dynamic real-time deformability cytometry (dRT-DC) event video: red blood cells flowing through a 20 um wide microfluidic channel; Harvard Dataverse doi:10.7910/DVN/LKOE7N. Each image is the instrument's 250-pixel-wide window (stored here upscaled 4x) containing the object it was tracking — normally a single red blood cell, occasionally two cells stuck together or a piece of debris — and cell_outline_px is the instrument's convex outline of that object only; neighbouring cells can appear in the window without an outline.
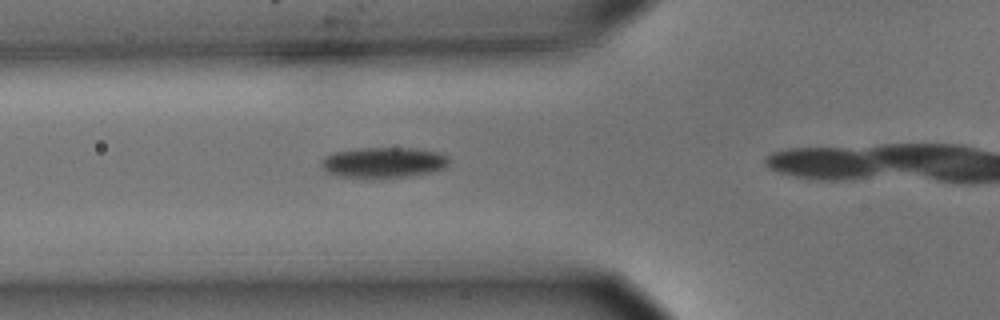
{"species": "common noctule bat (a hibernating species)", "species_latin": "Nyctalus noctula", "temperature_condition": "cold", "stored_images_in_passage": 5, "camera_frame_rate_fps": 3000, "um_per_image_px": 0.085, "animal": {"sex": "male", "body_mass_g": 15.6}, "frame": {"image": 1, "passage_image": 4, "time_ms": 1.0, "image_size_px": [1000, 320], "cell_outline_px": [[452, 160], [444, 168], [432, 172], [408, 176], [368, 180], [340, 176], [328, 172], [320, 168], [320, 160], [324, 156], [332, 152], [356, 148], [416, 148], [440, 152], [448, 156]], "centroid_in_image_um": [32.57, 13.82], "position_along_channel_um": 93.2, "area_um2": 23.64}}